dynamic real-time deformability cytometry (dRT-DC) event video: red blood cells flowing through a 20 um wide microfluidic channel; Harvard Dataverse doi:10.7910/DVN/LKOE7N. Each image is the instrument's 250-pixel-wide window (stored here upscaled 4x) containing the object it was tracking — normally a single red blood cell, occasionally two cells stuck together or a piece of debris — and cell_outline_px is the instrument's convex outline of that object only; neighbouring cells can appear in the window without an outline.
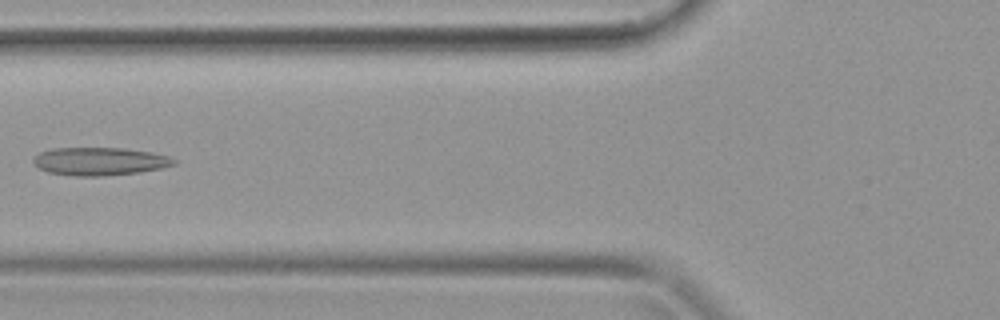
{"species": "common noctule bat (a hibernating species)", "species_latin": "Nyctalus noctula", "temperature_condition": "warm", "stored_images_in_passage": 39, "camera_frame_rate_fps": 3000, "um_per_image_px": 0.085, "animal": {"sex": "female", "body_mass_g": 19.9}, "frame": {"image": 1, "passage_image": 15, "time_ms": 4.667, "image_size_px": [1000, 320], "cell_outline_px": [[180, 160], [176, 164], [164, 168], [140, 172], [100, 176], [72, 176], [48, 172], [32, 164], [32, 160], [40, 152], [52, 148], [124, 148], [152, 152], [168, 156]], "centroid_in_image_um": [8.51, 13.71], "position_along_channel_um": 117.3, "area_um2": 23.18}}
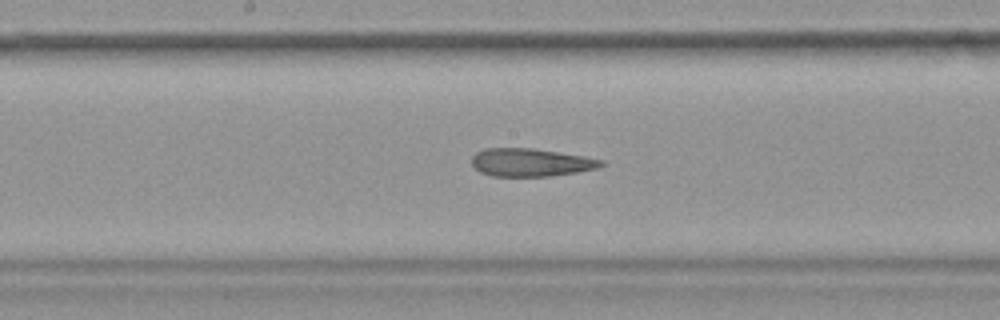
{"frame": {"image": 2, "passage_image": 20, "time_ms": 6.333, "image_size_px": [1000, 320], "cell_outline_px": [[604, 164], [600, 168], [552, 176], [492, 176], [480, 172], [472, 164], [472, 156], [476, 152], [484, 148], [532, 148], [584, 156], [604, 160]], "centroid_in_image_um": [45.12, 13.8], "position_along_channel_um": 203.1, "area_um2": 21.15}}
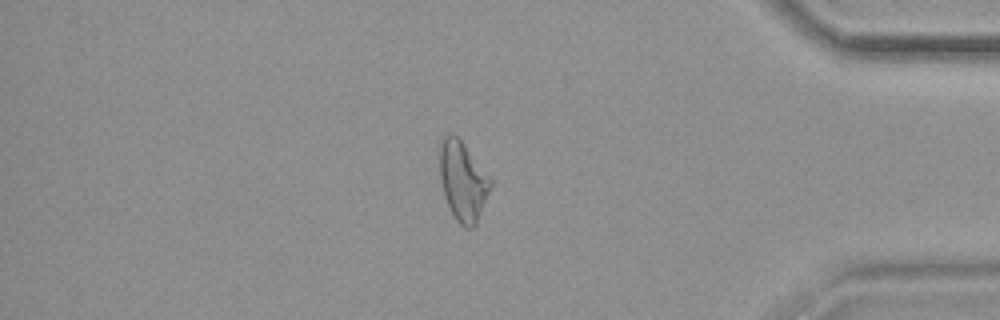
{"frame": {"image": 3, "passage_image": 33, "time_ms": 10.667, "image_size_px": [1000, 320], "cell_outline_px": [[492, 184], [476, 224], [472, 228], [464, 228], [456, 220], [444, 196], [440, 180], [440, 140], [448, 132], [452, 132], [464, 144], [492, 180]], "centroid_in_image_um": [39.32, 15.38], "position_along_channel_um": 395.9, "area_um2": 23.29}}